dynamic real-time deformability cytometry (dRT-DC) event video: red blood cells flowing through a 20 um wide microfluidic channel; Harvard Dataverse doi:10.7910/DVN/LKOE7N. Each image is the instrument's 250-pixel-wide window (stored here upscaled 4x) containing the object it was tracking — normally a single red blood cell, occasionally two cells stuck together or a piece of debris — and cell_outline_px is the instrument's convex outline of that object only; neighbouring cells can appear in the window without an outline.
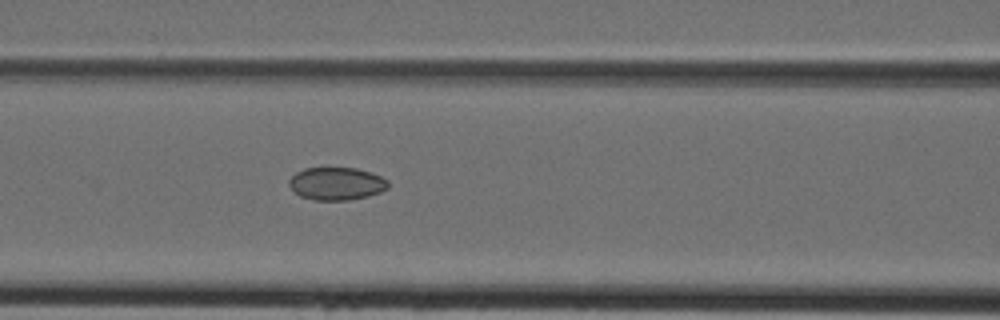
{"species": "Egyptian fruit bat (a non-hibernating species)", "species_latin": "Rousettus aegyptiacus", "temperature_condition": "cold", "stored_images_in_passage": 27, "camera_frame_rate_fps": 3000, "um_per_image_px": 0.085, "animal": {"sex": "female"}, "frame": {"image": 1, "passage_image": 5, "time_ms": 1.333, "image_size_px": [1000, 320], "cell_outline_px": [[388, 188], [380, 192], [368, 196], [348, 200], [316, 200], [300, 196], [288, 184], [288, 180], [296, 172], [304, 168], [356, 168], [372, 172], [388, 180]], "centroid_in_image_um": [28.61, 15.6], "position_along_channel_um": 138.0, "area_um2": 18.9}}